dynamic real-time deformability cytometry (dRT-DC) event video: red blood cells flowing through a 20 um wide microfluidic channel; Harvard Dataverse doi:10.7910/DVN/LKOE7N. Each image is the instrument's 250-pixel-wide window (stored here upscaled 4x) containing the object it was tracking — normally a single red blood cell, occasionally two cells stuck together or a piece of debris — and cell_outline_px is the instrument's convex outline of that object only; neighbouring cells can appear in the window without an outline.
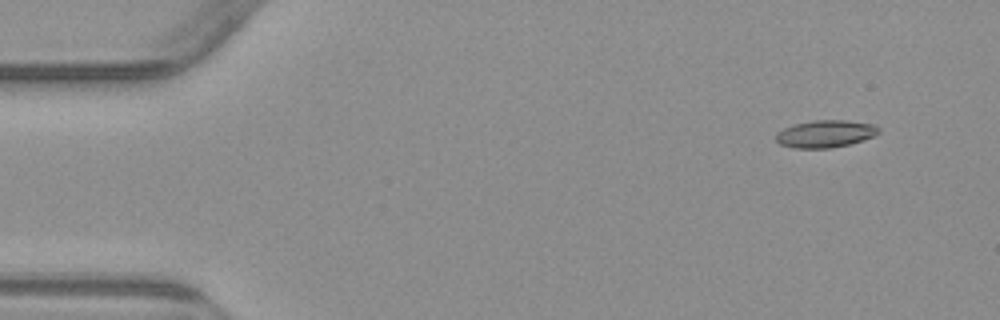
{"species": "common noctule bat (a hibernating species)", "species_latin": "Nyctalus noctula", "temperature_condition": "warm", "stored_images_in_passage": 5, "camera_frame_rate_fps": 3000, "um_per_image_px": 0.085, "animal": {"sex": "male", "body_mass_g": 23.1, "forearm_length_mm": 52.7}, "frame": {"image": 1, "passage_image": 2, "time_ms": 1.333, "image_size_px": [1000, 320], "cell_outline_px": [[880, 132], [876, 136], [848, 144], [832, 148], [796, 148], [780, 144], [776, 140], [776, 132], [784, 128], [796, 124], [812, 120], [844, 120], [872, 124], [880, 128]], "centroid_in_image_um": [70.17, 11.37], "position_along_channel_um": 14.8, "area_um2": 16.3}}
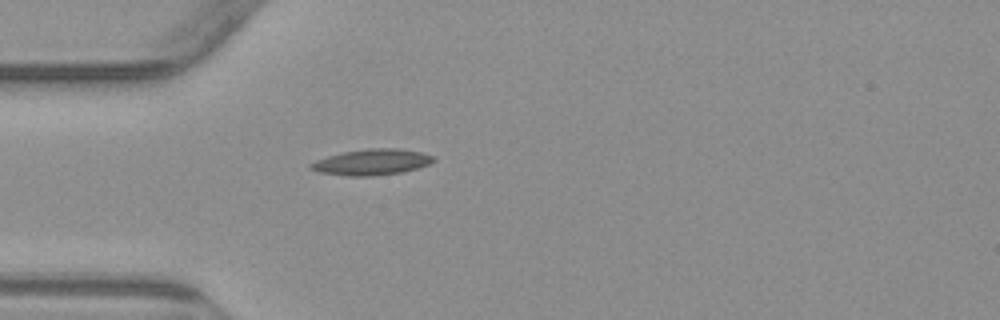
{"frame": {"image": 2, "passage_image": 5, "time_ms": 5.0, "image_size_px": [1000, 320], "cell_outline_px": [[436, 160], [428, 164], [416, 168], [400, 172], [368, 176], [348, 176], [316, 172], [308, 168], [308, 164], [316, 160], [328, 156], [344, 152], [368, 148], [400, 148], [420, 152], [432, 156]], "centroid_in_image_um": [31.54, 13.77], "position_along_channel_um": 53.5, "area_um2": 18.44}}